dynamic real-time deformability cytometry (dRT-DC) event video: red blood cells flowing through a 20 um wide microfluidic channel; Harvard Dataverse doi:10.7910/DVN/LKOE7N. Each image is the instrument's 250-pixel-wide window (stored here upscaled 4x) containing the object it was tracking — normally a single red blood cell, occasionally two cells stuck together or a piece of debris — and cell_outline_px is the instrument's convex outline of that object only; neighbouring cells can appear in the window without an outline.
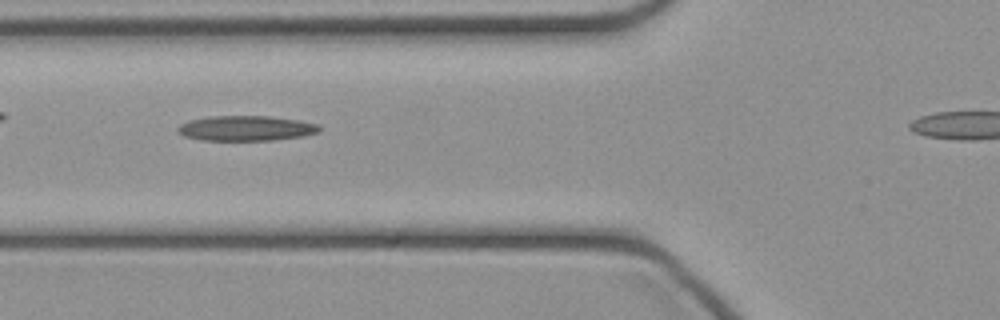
{"species": "common noctule bat (a hibernating species)", "species_latin": "Nyctalus noctula", "temperature_condition": "cold", "stored_images_in_passage": 34, "camera_frame_rate_fps": 3000, "um_per_image_px": 0.085, "animal": {"sex": "female", "body_mass_g": 21.9}, "frame": {"image": 1, "passage_image": 11, "time_ms": 3.333, "image_size_px": [1000, 320], "cell_outline_px": [[320, 132], [304, 136], [272, 140], [200, 140], [184, 136], [176, 128], [180, 124], [188, 120], [208, 116], [268, 116], [300, 120], [316, 124], [320, 128]], "centroid_in_image_um": [20.9, 10.9], "position_along_channel_um": 104.9, "area_um2": 20.75}}
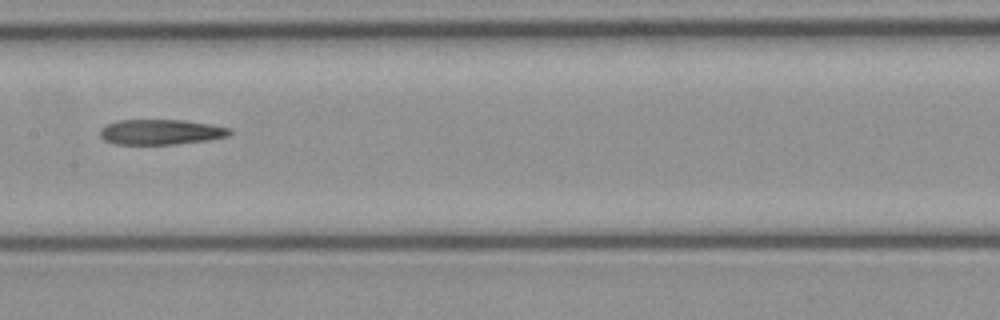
{"frame": {"image": 2, "passage_image": 17, "time_ms": 5.333, "image_size_px": [1000, 320], "cell_outline_px": [[232, 132], [228, 136], [208, 140], [176, 144], [112, 144], [104, 140], [100, 136], [100, 128], [116, 120], [184, 120], [212, 124], [232, 128]], "centroid_in_image_um": [13.68, 11.22], "position_along_channel_um": 193.7, "area_um2": 19.25}}
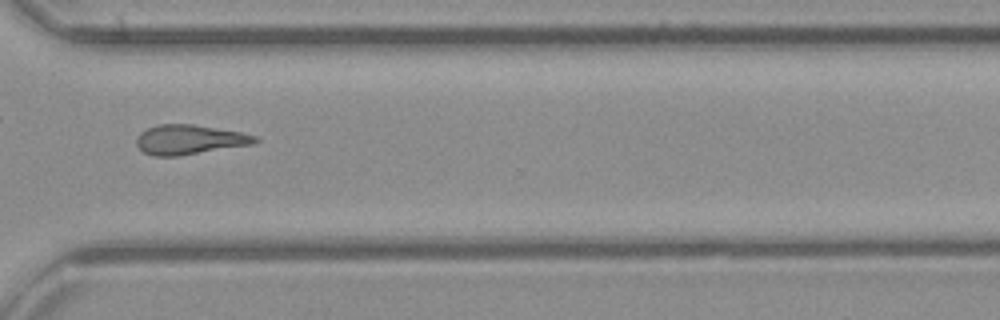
{"frame": {"image": 3, "passage_image": 28, "time_ms": 9.0, "image_size_px": [1000, 320], "cell_outline_px": [[260, 140], [252, 144], [180, 156], [152, 156], [144, 152], [136, 144], [136, 140], [140, 132], [148, 128], [160, 124], [192, 124], [240, 132], [256, 136]], "centroid_in_image_um": [16.08, 11.87], "position_along_channel_um": 354.5, "area_um2": 20.35}}